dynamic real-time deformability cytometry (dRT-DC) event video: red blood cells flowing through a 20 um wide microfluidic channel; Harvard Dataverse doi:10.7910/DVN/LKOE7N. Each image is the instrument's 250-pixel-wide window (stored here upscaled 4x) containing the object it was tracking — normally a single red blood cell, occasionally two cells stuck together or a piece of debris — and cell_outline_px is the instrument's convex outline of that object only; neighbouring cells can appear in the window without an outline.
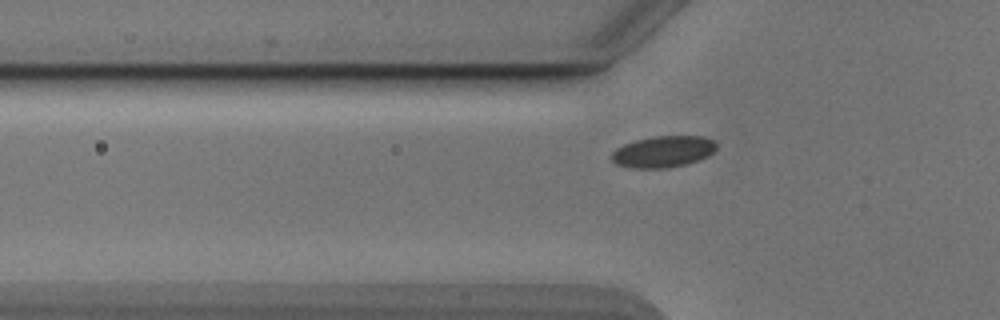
{"species": "Egyptian fruit bat (a non-hibernating species)", "species_latin": "Rousettus aegyptiacus", "temperature_condition": "cold", "stored_images_in_passage": 40, "segment_of_instrument_passage": [1, 2], "camera_frame_rate_fps": 3000, "um_per_image_px": 0.085, "animal": {"sex": "male"}, "frame": {"image": 1, "passage_image": 3, "time_ms": 0.667, "image_size_px": [1000, 320], "cell_outline_px": [[716, 148], [708, 156], [684, 164], [664, 168], [632, 168], [616, 164], [612, 160], [612, 152], [616, 148], [624, 144], [636, 140], [652, 136], [704, 136], [716, 140]], "centroid_in_image_um": [56.37, 12.87], "position_along_channel_um": 69.4, "area_um2": 19.13}}
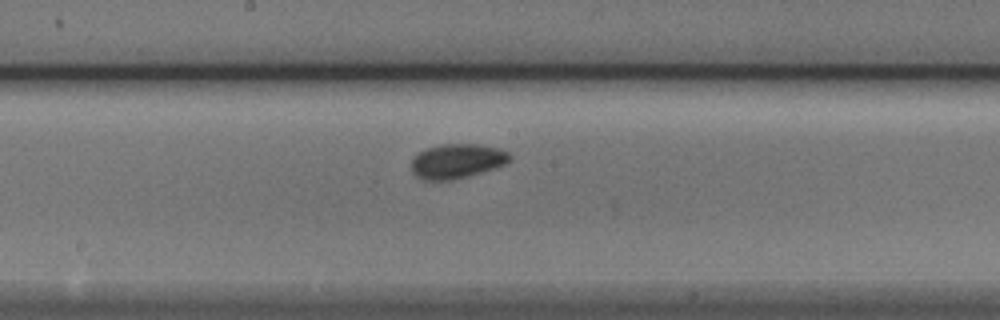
{"frame": {"image": 2, "passage_image": 14, "time_ms": 4.333, "image_size_px": [1000, 320], "cell_outline_px": [[512, 160], [504, 164], [480, 172], [448, 180], [420, 180], [412, 172], [412, 160], [420, 152], [428, 148], [440, 144], [476, 144], [500, 148], [508, 152], [512, 156]], "centroid_in_image_um": [38.85, 13.68], "position_along_channel_um": 209.4, "area_um2": 19.54}}
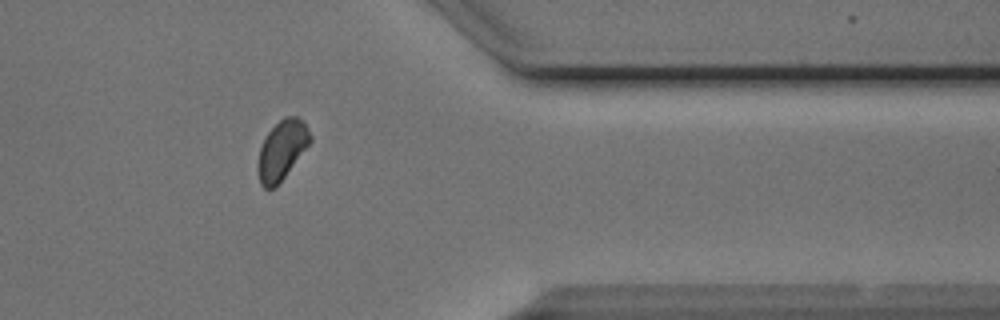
{"frame": {"image": 3, "passage_image": 29, "time_ms": 9.333, "image_size_px": [1000, 320], "cell_outline_px": [[312, 140], [276, 188], [264, 188], [260, 184], [256, 172], [256, 164], [260, 148], [268, 132], [284, 116], [296, 116], [304, 124], [312, 136]], "centroid_in_image_um": [23.92, 12.8], "position_along_channel_um": 387.5, "area_um2": 18.03}}